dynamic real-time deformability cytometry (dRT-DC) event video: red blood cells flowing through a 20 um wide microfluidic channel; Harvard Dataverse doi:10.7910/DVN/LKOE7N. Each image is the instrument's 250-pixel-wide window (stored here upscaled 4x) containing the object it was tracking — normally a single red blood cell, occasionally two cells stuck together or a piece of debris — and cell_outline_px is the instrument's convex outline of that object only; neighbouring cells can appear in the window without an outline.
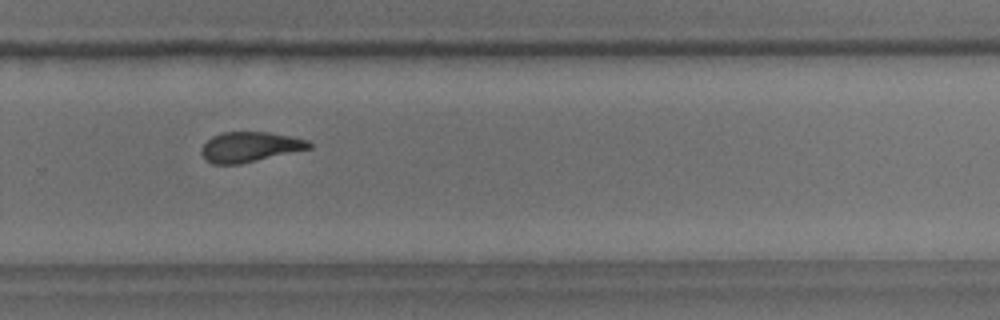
{"species": "common noctule bat (a hibernating species)", "species_latin": "Nyctalus noctula", "temperature_condition": "room temperature", "stored_images_in_passage": 39, "camera_frame_rate_fps": 3000, "um_per_image_px": 0.085, "animal": {"sex": "male", "body_mass_g": 18.8}, "frame": {"image": 1, "passage_image": 28, "time_ms": 9.0, "image_size_px": [1000, 320], "cell_outline_px": [[312, 148], [240, 164], [212, 164], [204, 160], [200, 152], [204, 144], [212, 136], [220, 132], [268, 132], [308, 140], [312, 144]], "centroid_in_image_um": [21.21, 12.49], "position_along_channel_um": 308.6, "area_um2": 18.9}}
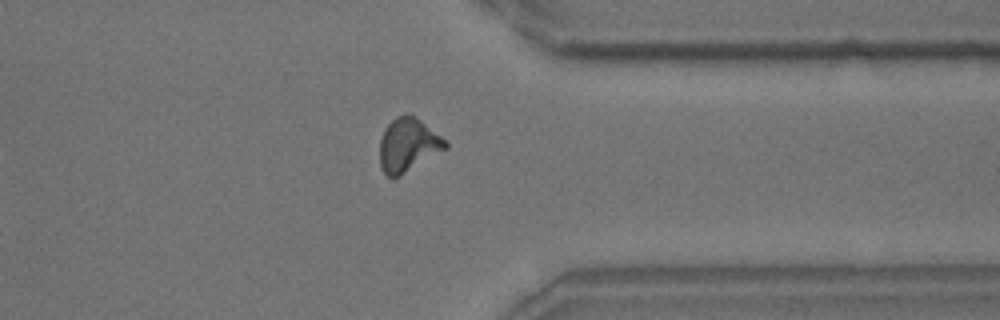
{"frame": {"image": 2, "passage_image": 34, "time_ms": 11.0, "image_size_px": [1000, 320], "cell_outline_px": [[448, 148], [400, 176], [388, 176], [380, 168], [380, 140], [384, 128], [396, 116], [416, 116], [448, 140]], "centroid_in_image_um": [34.72, 12.32], "position_along_channel_um": 376.7, "area_um2": 20.58}, "authors_computed_cell_mechanics": {"area_um2": 19.7676, "velocity_mm_per_s": 3.643, "shape_relaxation_time_tau1_ms": 8.2037, "shape_relaxation_time_tau2_ms": 2.9322, "deformation_change_tau1": 0.2197, "deformation_change_tau2": 0.113}}